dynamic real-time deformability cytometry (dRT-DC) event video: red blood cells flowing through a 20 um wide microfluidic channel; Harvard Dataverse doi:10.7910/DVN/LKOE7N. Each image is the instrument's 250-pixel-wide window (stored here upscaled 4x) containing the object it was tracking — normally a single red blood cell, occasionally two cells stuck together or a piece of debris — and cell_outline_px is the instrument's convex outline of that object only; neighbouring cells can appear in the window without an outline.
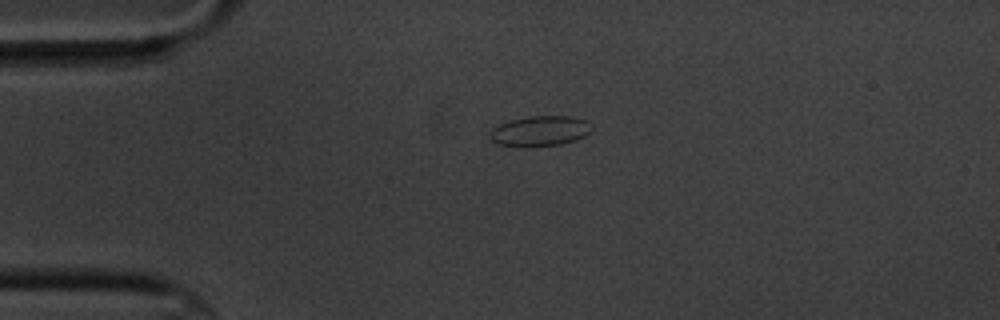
{"species": "common noctule bat (a hibernating species)", "species_latin": "Nyctalus noctula", "temperature_condition": "cold", "stored_images_in_passage": 5, "camera_frame_rate_fps": 3000, "um_per_image_px": 0.085, "animal": {"sex": "male", "body_mass_g": 20.1, "forearm_length_mm": 53.5}, "frame": {"image": 1, "passage_image": 5, "time_ms": 4.667, "image_size_px": [1000, 320], "cell_outline_px": [[592, 128], [584, 136], [576, 140], [560, 144], [520, 148], [500, 144], [492, 140], [488, 132], [492, 128], [500, 124], [512, 120], [528, 116], [572, 116], [588, 120], [592, 124]], "centroid_in_image_um": [45.91, 11.14], "position_along_channel_um": 39.1, "area_um2": 18.15}}